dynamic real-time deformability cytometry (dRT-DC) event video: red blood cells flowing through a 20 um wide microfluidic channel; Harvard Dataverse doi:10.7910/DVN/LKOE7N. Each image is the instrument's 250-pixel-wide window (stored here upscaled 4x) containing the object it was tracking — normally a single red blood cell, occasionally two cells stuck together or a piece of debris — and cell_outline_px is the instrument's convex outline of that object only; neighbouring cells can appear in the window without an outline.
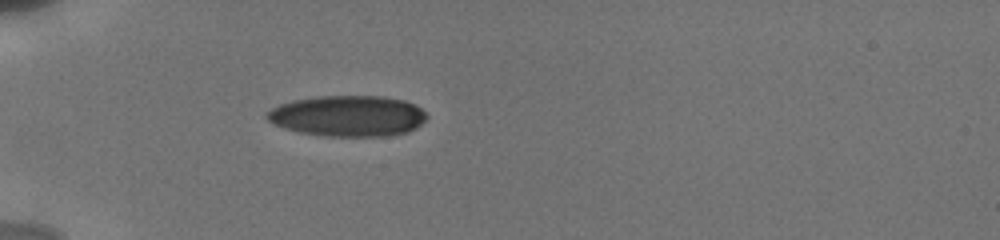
{"species": "human", "species_latin": "Homo sapiens", "temperature_condition": "cold", "stored_images_in_passage": 26, "camera_frame_rate_fps": 3000, "um_per_image_px": 0.085, "donor": {"sex": "male"}, "frame": {"image": 1, "passage_image": 1, "time_ms": 0.0, "image_size_px": [1000, 240], "cell_outline_px": [[428, 116], [416, 128], [408, 132], [388, 136], [324, 136], [300, 132], [284, 128], [272, 124], [264, 116], [264, 112], [280, 104], [292, 100], [316, 96], [384, 96], [404, 100], [420, 108]], "centroid_in_image_um": [29.53, 9.85], "position_along_channel_um": 55.5, "area_um2": 38.32}}
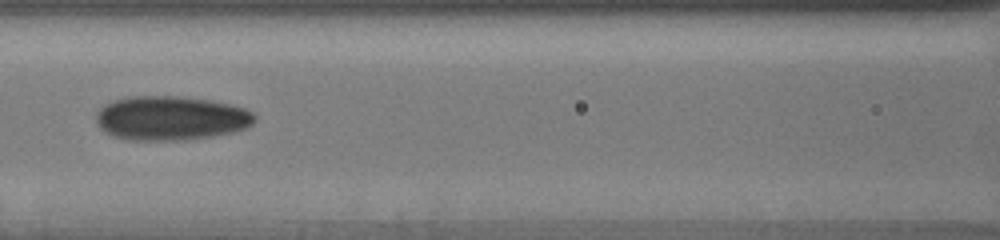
{"frame": {"image": 2, "passage_image": 11, "time_ms": 3.0, "image_size_px": [1000, 240], "cell_outline_px": [[256, 120], [252, 124], [244, 128], [232, 132], [212, 136], [188, 140], [128, 140], [112, 136], [104, 132], [96, 124], [96, 112], [104, 104], [112, 100], [128, 96], [176, 96], [208, 100], [228, 104], [244, 108], [252, 112], [256, 116]], "centroid_in_image_um": [14.47, 10.05], "position_along_channel_um": 152.1, "area_um2": 41.1}}
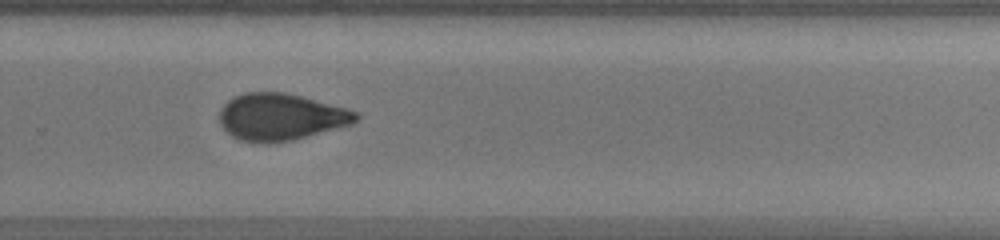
{"frame": {"image": 3, "passage_image": 22, "time_ms": 7.0, "image_size_px": [1000, 240], "cell_outline_px": [[360, 116], [352, 124], [292, 140], [268, 144], [264, 144], [240, 140], [232, 136], [220, 124], [220, 108], [228, 100], [244, 92], [284, 92], [348, 108], [360, 112]], "centroid_in_image_um": [23.87, 9.94], "position_along_channel_um": 305.9, "area_um2": 37.34}}